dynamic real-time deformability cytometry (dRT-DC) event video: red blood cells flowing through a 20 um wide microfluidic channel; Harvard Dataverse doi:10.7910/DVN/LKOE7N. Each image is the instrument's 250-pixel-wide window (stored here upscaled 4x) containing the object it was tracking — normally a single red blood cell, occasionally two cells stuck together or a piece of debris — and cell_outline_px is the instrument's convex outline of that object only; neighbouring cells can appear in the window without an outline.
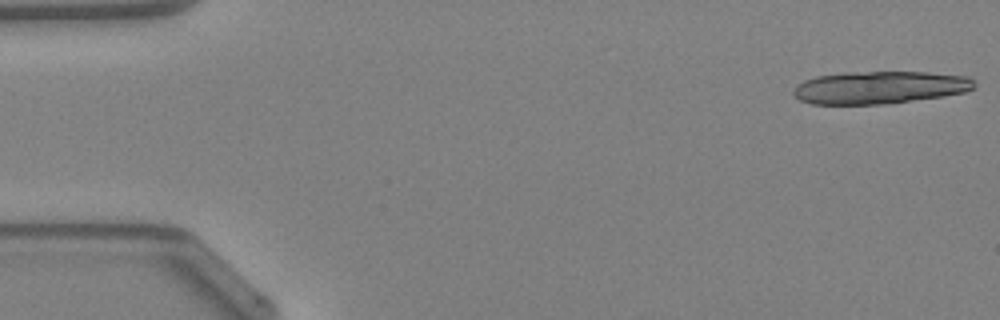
{"species": "Egyptian fruit bat (a non-hibernating species)", "species_latin": "Rousettus aegyptiacus", "temperature_condition": "warm", "stored_images_in_passage": 16, "camera_frame_rate_fps": 3000, "um_per_image_px": 0.085, "animal": {"sex": "female"}, "frame": {"image": 1, "passage_image": 1, "time_ms": 0.0, "image_size_px": [1000, 320], "cell_outline_px": [[976, 84], [972, 88], [964, 92], [944, 96], [884, 104], [812, 104], [800, 100], [792, 92], [796, 84], [804, 80], [816, 76], [844, 72], [928, 72], [968, 76]], "centroid_in_image_um": [74.74, 7.43], "position_along_channel_um": 10.3, "area_um2": 34.39}}